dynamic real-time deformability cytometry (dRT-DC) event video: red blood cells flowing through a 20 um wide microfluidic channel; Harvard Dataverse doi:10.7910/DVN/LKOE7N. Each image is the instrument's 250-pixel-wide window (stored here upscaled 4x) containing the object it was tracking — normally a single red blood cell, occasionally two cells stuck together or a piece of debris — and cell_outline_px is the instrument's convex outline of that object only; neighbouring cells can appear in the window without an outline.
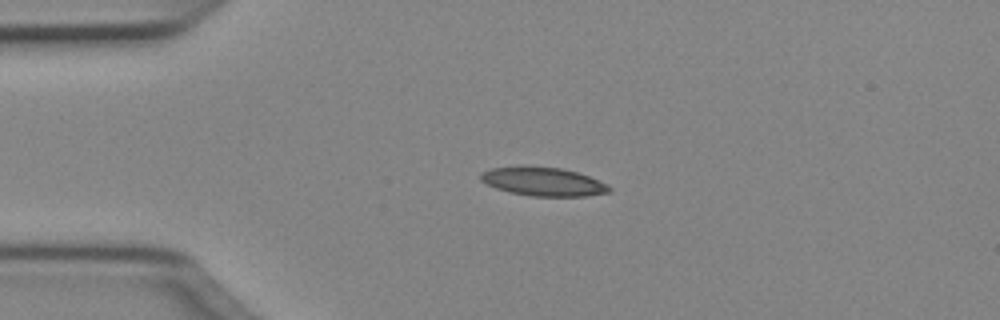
{"species": "Egyptian fruit bat (a non-hibernating species)", "species_latin": "Rousettus aegyptiacus", "temperature_condition": "cold", "stored_images_in_passage": 33, "camera_frame_rate_fps": 3000, "um_per_image_px": 0.085, "animal": {"sex": "female"}, "frame": {"image": 1, "passage_image": 1, "time_ms": 0.0, "image_size_px": [1000, 320], "cell_outline_px": [[612, 188], [608, 192], [588, 196], [532, 196], [508, 192], [496, 188], [480, 180], [480, 172], [492, 168], [560, 168], [576, 172], [588, 176], [608, 184]], "centroid_in_image_um": [46.2, 15.47], "position_along_channel_um": 38.8, "area_um2": 20.81}}
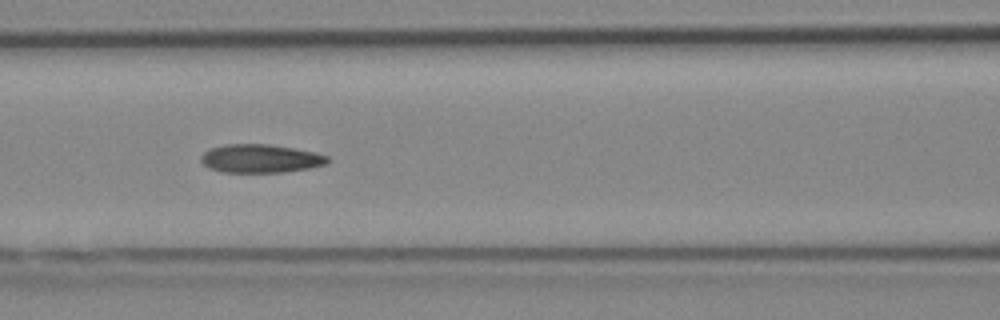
{"frame": {"image": 2, "passage_image": 11, "time_ms": 3.333, "image_size_px": [1000, 320], "cell_outline_px": [[332, 160], [328, 164], [308, 168], [284, 172], [220, 172], [208, 168], [200, 160], [200, 156], [204, 152], [212, 148], [224, 144], [268, 144], [316, 152], [328, 156]], "centroid_in_image_um": [22.16, 13.48], "position_along_channel_um": 144.4, "area_um2": 21.1}}
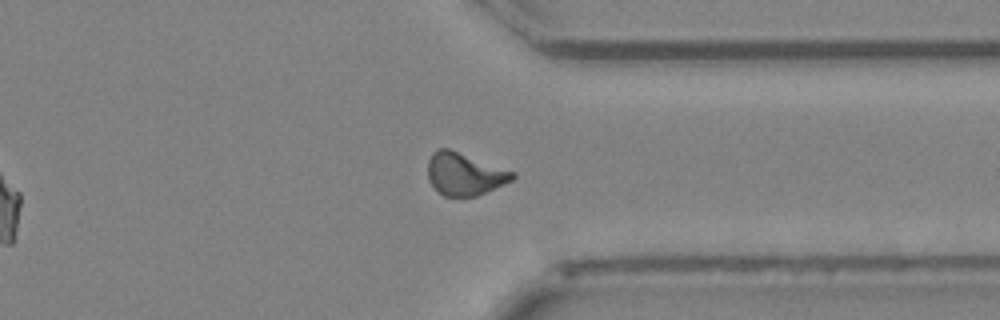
{"frame": {"image": 3, "passage_image": 28, "time_ms": 9.0, "image_size_px": [1000, 320], "cell_outline_px": [[516, 176], [512, 180], [504, 184], [476, 196], [444, 196], [428, 180], [428, 160], [432, 152], [436, 148], [448, 148], [516, 172]], "centroid_in_image_um": [39.48, 14.77], "position_along_channel_um": 371.9, "area_um2": 20.87}, "authors_computed_cell_mechanics": {"area_um2": 20.9236, "velocity_mm_per_s": 4.0527, "shape_relaxation_time_tau1_ms": 4.2011, "shape_relaxation_time_tau2_ms": 2.7396, "deformation_change_tau1": 0.1579, "deformation_change_tau2": 0.1093}}